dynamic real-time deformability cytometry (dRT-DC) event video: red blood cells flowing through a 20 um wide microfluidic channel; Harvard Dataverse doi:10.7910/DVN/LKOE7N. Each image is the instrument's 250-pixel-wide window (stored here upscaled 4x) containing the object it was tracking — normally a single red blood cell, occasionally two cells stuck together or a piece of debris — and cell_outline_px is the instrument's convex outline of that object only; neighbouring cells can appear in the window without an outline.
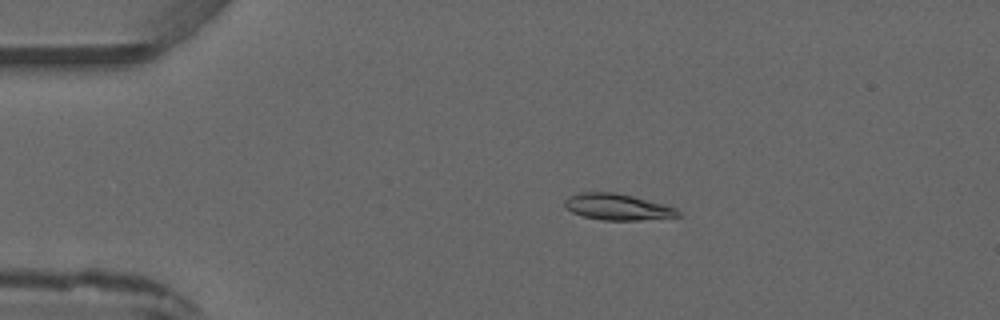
{"species": "common noctule bat (a hibernating species)", "species_latin": "Nyctalus noctula", "temperature_condition": "warm", "stored_images_in_passage": 4, "camera_frame_rate_fps": 3000, "um_per_image_px": 0.085, "animal": {"sex": "male", "forearm_length_mm": 52.5}, "frame": {"image": 1, "passage_image": 3, "time_ms": 2.333, "image_size_px": [1000, 320], "cell_outline_px": [[684, 216], [640, 220], [604, 220], [584, 216], [572, 212], [564, 204], [564, 200], [568, 196], [580, 192], [612, 192], [632, 196], [664, 204], [676, 208], [684, 212]], "centroid_in_image_um": [52.55, 17.59], "position_along_channel_um": 32.5, "area_um2": 17.4}}